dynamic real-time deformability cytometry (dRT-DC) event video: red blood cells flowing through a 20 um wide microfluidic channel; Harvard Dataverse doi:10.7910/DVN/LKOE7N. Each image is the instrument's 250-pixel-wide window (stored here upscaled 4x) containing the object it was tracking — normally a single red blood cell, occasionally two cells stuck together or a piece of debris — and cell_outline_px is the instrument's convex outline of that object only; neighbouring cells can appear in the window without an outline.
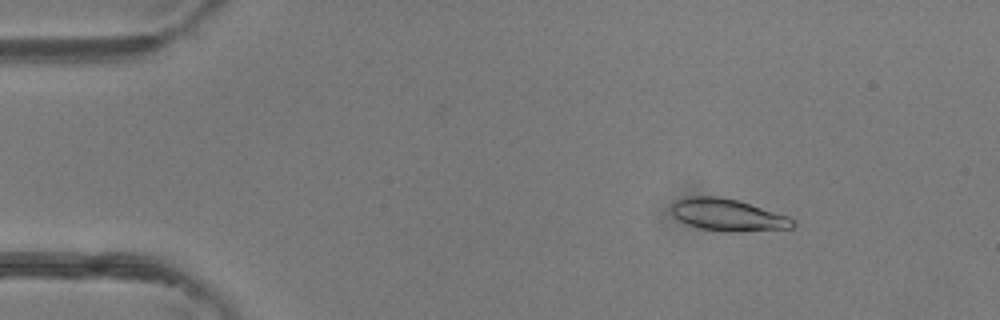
{"species": "common noctule bat (a hibernating species)", "species_latin": "Nyctalus noctula", "temperature_condition": "room temperature", "stored_images_in_passage": 15, "camera_frame_rate_fps": 3000, "um_per_image_px": 0.085, "animal": {"sex": "female"}, "frame": {"image": 1, "passage_image": 7, "time_ms": 2.0, "image_size_px": [1000, 320], "cell_outline_px": [[796, 224], [792, 228], [740, 232], [724, 232], [700, 228], [688, 224], [680, 220], [672, 212], [672, 204], [676, 200], [688, 196], [720, 196], [740, 200], [788, 216], [796, 220]], "centroid_in_image_um": [61.91, 18.26], "position_along_channel_um": 23.1, "area_um2": 22.89}}